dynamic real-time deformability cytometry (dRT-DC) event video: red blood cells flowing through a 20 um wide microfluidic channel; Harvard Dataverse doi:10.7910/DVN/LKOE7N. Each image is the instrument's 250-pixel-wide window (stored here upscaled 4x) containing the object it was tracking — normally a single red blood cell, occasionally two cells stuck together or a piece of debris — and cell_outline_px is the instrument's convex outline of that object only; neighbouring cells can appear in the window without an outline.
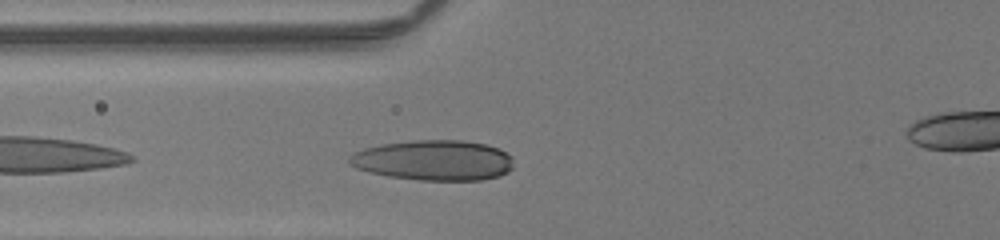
{"species": "human", "species_latin": "Homo sapiens", "temperature_condition": "room temperature", "stored_images_in_passage": 26, "camera_frame_rate_fps": 3000, "um_per_image_px": 0.085, "donor": {"sex": "male"}, "frame": {"image": 1, "passage_image": 3, "time_ms": 0.667, "image_size_px": [1000, 240], "cell_outline_px": [[512, 168], [508, 172], [500, 176], [480, 180], [420, 180], [388, 176], [368, 172], [356, 168], [348, 164], [348, 156], [352, 152], [364, 148], [380, 144], [412, 140], [464, 140], [484, 144], [500, 148], [512, 156]], "centroid_in_image_um": [36.84, 13.62], "position_along_channel_um": 89.0, "area_um2": 39.02}}
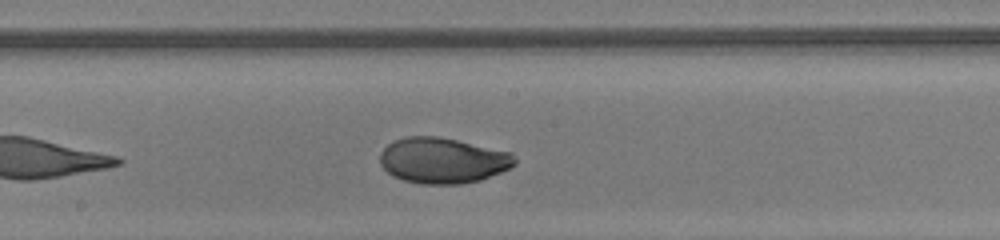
{"frame": {"image": 2, "passage_image": 12, "time_ms": 3.667, "image_size_px": [1000, 240], "cell_outline_px": [[516, 164], [500, 172], [480, 180], [460, 184], [420, 184], [404, 180], [392, 176], [380, 164], [380, 152], [388, 144], [396, 140], [408, 136], [440, 136], [512, 152], [516, 156]], "centroid_in_image_um": [37.64, 13.63], "position_along_channel_um": 210.6, "area_um2": 36.01}}
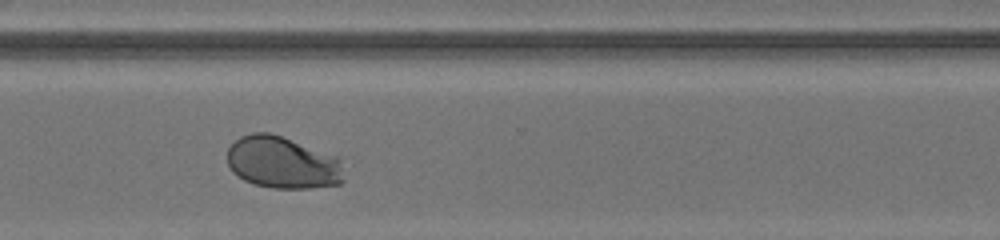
{"frame": {"image": 3, "passage_image": 22, "time_ms": 7.0, "image_size_px": [1000, 240], "cell_outline_px": [[344, 180], [340, 184], [312, 188], [272, 188], [256, 184], [244, 180], [236, 176], [232, 172], [228, 164], [228, 148], [240, 136], [252, 132], [268, 132], [280, 136], [336, 156], [340, 160]], "centroid_in_image_um": [24.0, 13.83], "position_along_channel_um": 346.6, "area_um2": 35.32}, "authors_computed_cell_mechanics": {"area_um2": 35.6337, "velocity_mm_per_s": 4.071, "shape_relaxation_time_tau1_ms": 3.6057, "shape_relaxation_time_tau2_ms": null, "deformation_change_tau1": 0.1927, "deformation_change_tau2": null}}